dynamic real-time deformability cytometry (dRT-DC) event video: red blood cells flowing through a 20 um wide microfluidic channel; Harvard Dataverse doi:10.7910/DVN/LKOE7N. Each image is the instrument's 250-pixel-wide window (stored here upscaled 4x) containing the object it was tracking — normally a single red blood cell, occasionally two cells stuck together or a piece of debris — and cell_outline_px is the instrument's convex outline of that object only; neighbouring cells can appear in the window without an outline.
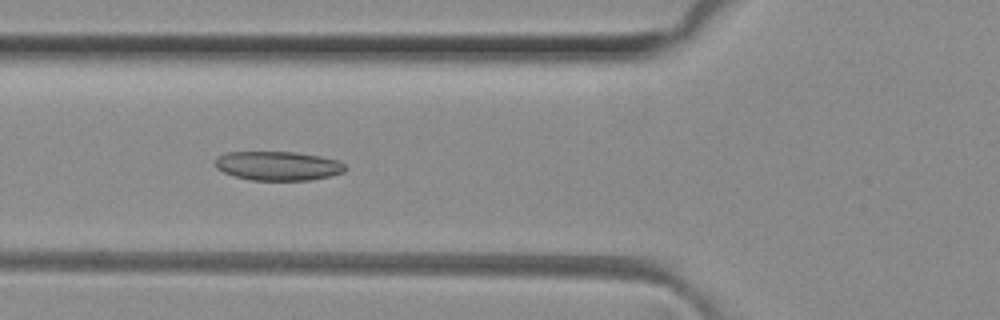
{"species": "common noctule bat (a hibernating species)", "species_latin": "Nyctalus noctula", "temperature_condition": "room temperature", "stored_images_in_passage": 48, "camera_frame_rate_fps": 3000, "um_per_image_px": 0.085, "animal": {"sex": "female", "body_mass_g": 29.2, "forearm_length_mm": 56.3}, "frame": {"image": 1, "passage_image": 17, "time_ms": 5.333, "image_size_px": [1000, 320], "cell_outline_px": [[348, 168], [344, 172], [312, 180], [252, 180], [236, 176], [224, 172], [216, 168], [216, 160], [220, 156], [228, 152], [296, 152], [320, 156], [340, 160]], "centroid_in_image_um": [23.69, 14.09], "position_along_channel_um": 102.1, "area_um2": 21.96}}
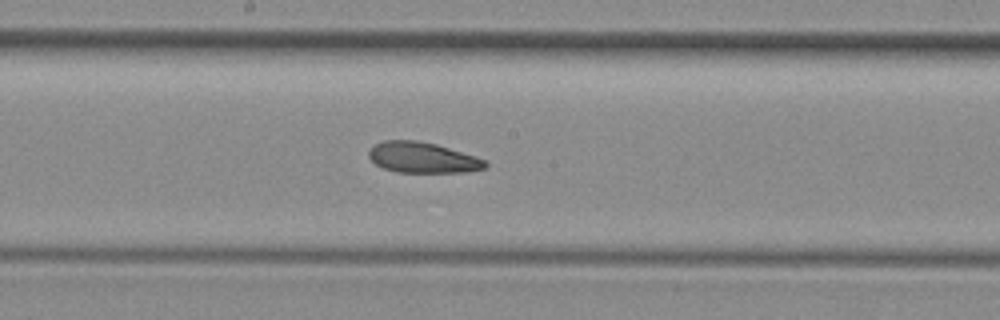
{"frame": {"image": 2, "passage_image": 25, "time_ms": 8.0, "image_size_px": [1000, 320], "cell_outline_px": [[488, 164], [484, 168], [468, 172], [396, 172], [384, 168], [376, 164], [368, 156], [368, 152], [376, 144], [384, 140], [416, 140], [436, 144], [476, 156], [484, 160]], "centroid_in_image_um": [35.92, 13.39], "position_along_channel_um": 212.3, "area_um2": 20.69}}
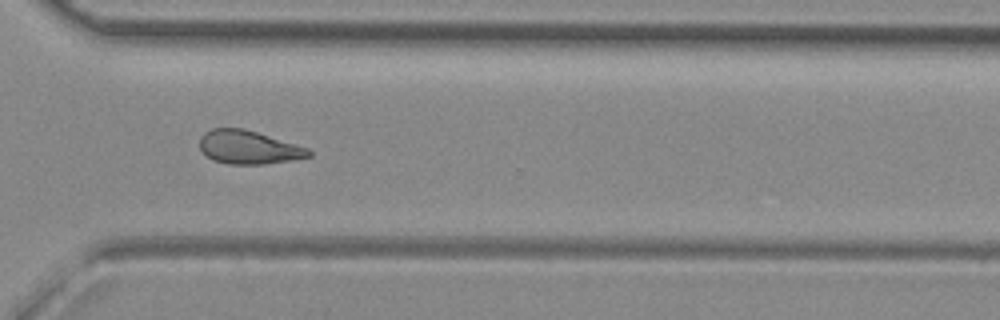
{"frame": {"image": 3, "passage_image": 35, "time_ms": 11.333, "image_size_px": [1000, 320], "cell_outline_px": [[312, 156], [292, 160], [264, 164], [228, 164], [212, 160], [200, 148], [200, 136], [204, 132], [212, 128], [244, 128], [308, 148], [312, 152]], "centroid_in_image_um": [21.12, 12.52], "position_along_channel_um": 349.5, "area_um2": 21.21}, "authors_computed_cell_mechanics": {"area_um2": 22.0796, "velocity_mm_per_s": 4.1238, "shape_relaxation_time_tau1_ms": null, "shape_relaxation_time_tau2_ms": 5.0532, "deformation_change_tau1": null, "deformation_change_tau2": 0.1427}}